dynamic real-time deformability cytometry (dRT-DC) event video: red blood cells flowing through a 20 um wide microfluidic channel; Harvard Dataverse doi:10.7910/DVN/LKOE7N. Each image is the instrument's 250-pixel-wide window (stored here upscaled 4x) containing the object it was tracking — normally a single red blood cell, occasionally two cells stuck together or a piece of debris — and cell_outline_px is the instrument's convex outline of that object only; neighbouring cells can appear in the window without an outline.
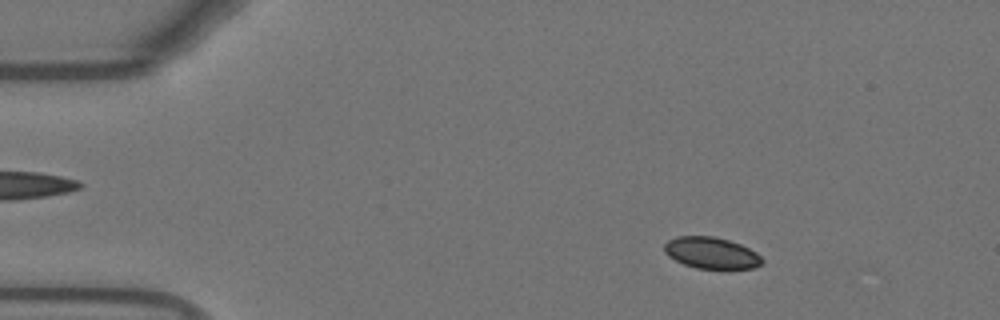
{"species": "Egyptian fruit bat (a non-hibernating species)", "species_latin": "Rousettus aegyptiacus", "temperature_condition": "warm", "stored_images_in_passage": 54, "camera_frame_rate_fps": 3000, "um_per_image_px": 0.085, "animal": {"sex": "female"}, "frame": {"image": 1, "passage_image": 8, "time_ms": 2.333, "image_size_px": [1000, 320], "cell_outline_px": [[764, 264], [752, 268], [696, 268], [684, 264], [668, 256], [664, 252], [664, 244], [668, 240], [676, 236], [712, 236], [728, 240], [740, 244], [756, 252], [764, 260]], "centroid_in_image_um": [60.46, 21.49], "position_along_channel_um": 24.5, "area_um2": 17.86}}
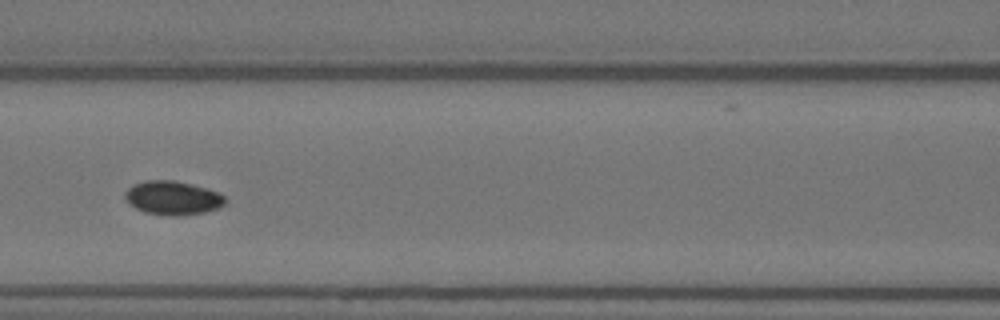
{"frame": {"image": 2, "passage_image": 24, "time_ms": 7.667, "image_size_px": [1000, 320], "cell_outline_px": [[228, 200], [220, 208], [204, 212], [180, 216], [168, 216], [144, 212], [128, 204], [124, 196], [124, 192], [132, 184], [144, 180], [172, 180], [192, 184], [220, 192]], "centroid_in_image_um": [14.68, 16.82], "position_along_channel_um": 151.9, "area_um2": 20.11}}
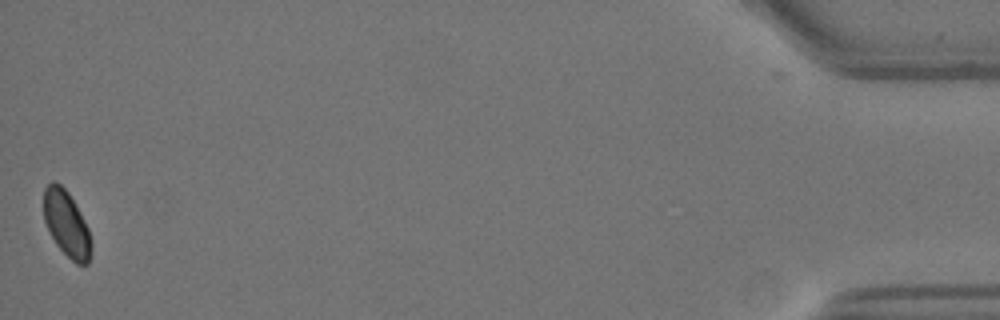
{"frame": {"image": 3, "passage_image": 54, "time_ms": 17.667, "image_size_px": [1000, 320], "cell_outline_px": [[92, 252], [88, 264], [76, 264], [56, 244], [44, 220], [44, 188], [52, 180], [60, 184], [68, 192], [80, 212], [88, 228], [92, 244]], "centroid_in_image_um": [5.67, 19.03], "position_along_channel_um": 429.5, "area_um2": 18.09}, "authors_computed_cell_mechanics": {"area_um2": 19.1318, "velocity_mm_per_s": 3.7293, "shape_relaxation_time_tau1_ms": 3.5139, "shape_relaxation_time_tau2_ms": 4.2153, "deformation_change_tau1": 0.0611, "deformation_change_tau2": 0.0463}}